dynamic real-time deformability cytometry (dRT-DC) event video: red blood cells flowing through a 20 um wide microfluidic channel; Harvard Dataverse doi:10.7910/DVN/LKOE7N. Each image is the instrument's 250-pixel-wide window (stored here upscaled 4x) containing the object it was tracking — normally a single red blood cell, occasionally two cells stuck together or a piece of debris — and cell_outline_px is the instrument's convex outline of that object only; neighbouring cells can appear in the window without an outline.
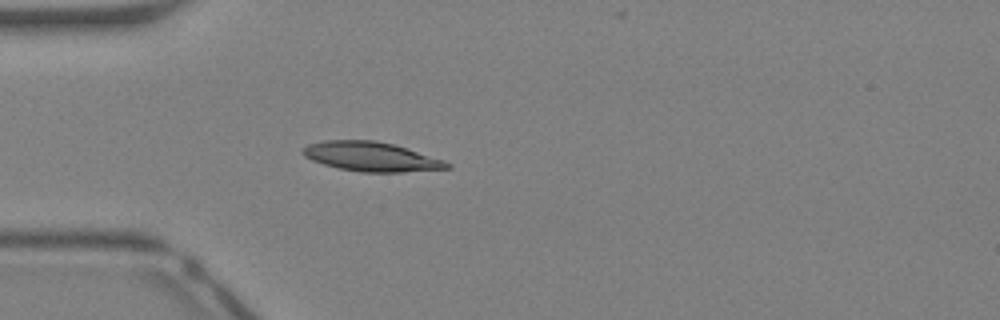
{"species": "Egyptian fruit bat (a non-hibernating species)", "species_latin": "Rousettus aegyptiacus", "temperature_condition": "warm", "stored_images_in_passage": 32, "camera_frame_rate_fps": 3000, "um_per_image_px": 0.085, "animal": {"sex": "female"}, "frame": {"image": 1, "passage_image": 1, "time_ms": 0.0, "image_size_px": [1000, 320], "cell_outline_px": [[452, 168], [400, 172], [360, 172], [340, 168], [324, 164], [312, 160], [304, 156], [300, 152], [308, 144], [324, 140], [376, 140], [408, 148], [444, 160], [452, 164]], "centroid_in_image_um": [31.56, 13.31], "position_along_channel_um": 53.4, "area_um2": 24.68}}
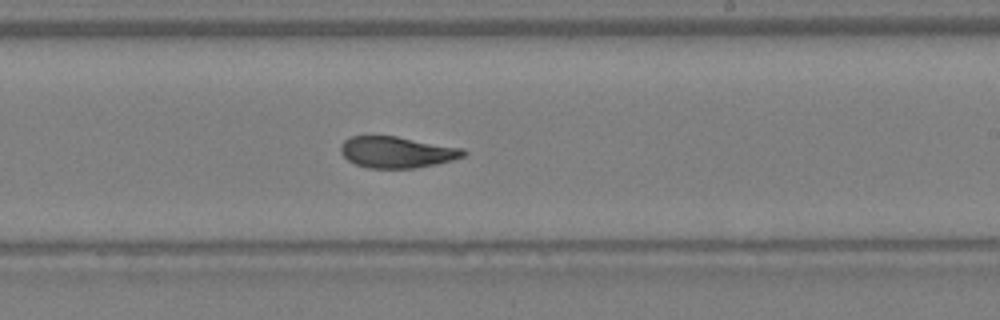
{"frame": {"image": 2, "passage_image": 14, "time_ms": 4.333, "image_size_px": [1000, 320], "cell_outline_px": [[468, 152], [464, 156], [452, 160], [436, 164], [416, 168], [368, 168], [356, 164], [348, 160], [340, 152], [340, 144], [348, 136], [396, 136], [464, 148]], "centroid_in_image_um": [33.73, 12.93], "position_along_channel_um": 255.3, "area_um2": 22.54}}
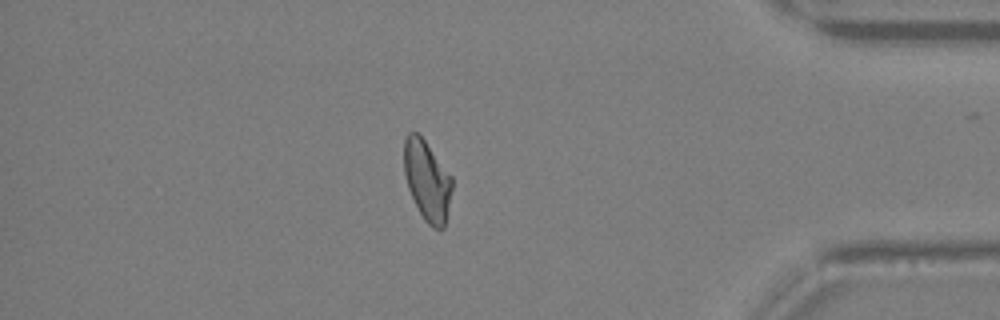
{"frame": {"image": 3, "passage_image": 25, "time_ms": 8.0, "image_size_px": [1000, 320], "cell_outline_px": [[452, 188], [444, 228], [432, 228], [424, 220], [408, 188], [404, 172], [404, 140], [408, 132], [416, 132], [424, 140], [452, 176]], "centroid_in_image_um": [36.3, 15.34], "position_along_channel_um": 398.9, "area_um2": 22.14}, "authors_computed_cell_mechanics": {"area_um2": 22.8888, "velocity_mm_per_s": 4.8772, "shape_relaxation_time_tau1_ms": 6.8565, "shape_relaxation_time_tau2_ms": 1.63, "deformation_change_tau1": 0.2056, "deformation_change_tau2": 0.0852}}